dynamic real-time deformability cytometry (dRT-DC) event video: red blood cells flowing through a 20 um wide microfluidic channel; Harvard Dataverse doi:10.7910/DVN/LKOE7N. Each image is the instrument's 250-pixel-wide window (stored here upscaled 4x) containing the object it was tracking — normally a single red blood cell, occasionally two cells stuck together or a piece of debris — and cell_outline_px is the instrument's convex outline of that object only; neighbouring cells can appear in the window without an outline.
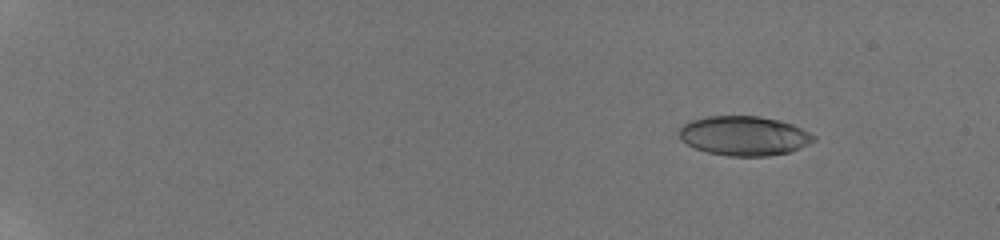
{"species": "human", "species_latin": "Homo sapiens", "temperature_condition": "room temperature", "stored_images_in_passage": 11, "camera_frame_rate_fps": 3000, "um_per_image_px": 0.085, "donor": {"sex": "male"}, "frame": {"image": 1, "passage_image": 4, "time_ms": 2.667, "image_size_px": [1000, 240], "cell_outline_px": [[816, 140], [792, 152], [768, 156], [728, 156], [708, 152], [696, 148], [680, 140], [676, 132], [688, 120], [708, 116], [760, 116], [780, 120], [792, 124], [816, 136]], "centroid_in_image_um": [63.23, 11.54], "position_along_channel_um": 21.8, "area_um2": 31.21}}
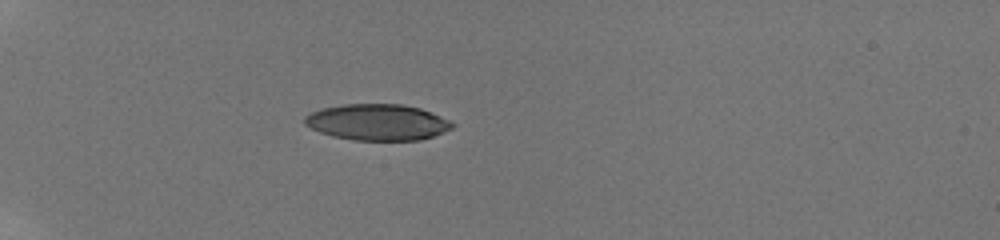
{"frame": {"image": 2, "passage_image": 9, "time_ms": 6.667, "image_size_px": [1000, 240], "cell_outline_px": [[456, 124], [452, 128], [444, 132], [420, 140], [352, 140], [332, 136], [320, 132], [304, 124], [304, 116], [320, 108], [344, 104], [400, 104], [420, 108], [440, 116]], "centroid_in_image_um": [32.06, 10.39], "position_along_channel_um": 52.9, "area_um2": 31.1}}